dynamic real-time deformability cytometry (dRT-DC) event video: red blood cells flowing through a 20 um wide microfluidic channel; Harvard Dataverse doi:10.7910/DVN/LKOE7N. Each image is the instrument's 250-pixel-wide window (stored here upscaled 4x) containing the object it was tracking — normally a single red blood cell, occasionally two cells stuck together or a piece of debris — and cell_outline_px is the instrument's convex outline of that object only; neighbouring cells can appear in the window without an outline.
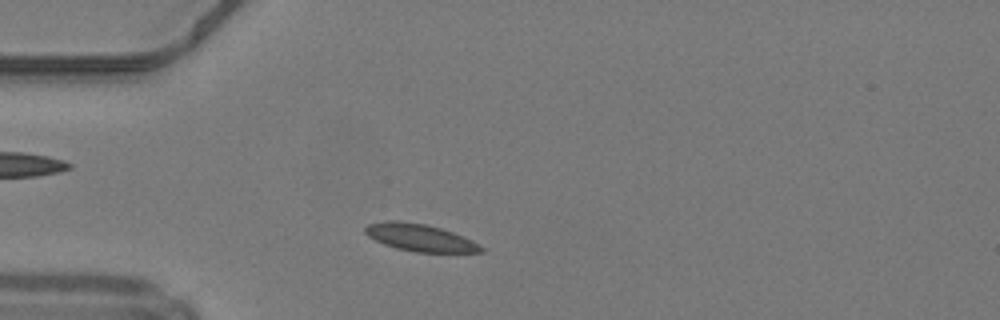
{"species": "common noctule bat (a hibernating species)", "species_latin": "Nyctalus noctula", "temperature_condition": "warm", "stored_images_in_passage": 22, "camera_frame_rate_fps": 3000, "um_per_image_px": 0.085, "animal": {"sex": "male", "body_mass_g": 19.2, "forearm_length_mm": 51.8}, "frame": {"image": 1, "passage_image": 5, "time_ms": 1.333, "image_size_px": [1000, 320], "cell_outline_px": [[484, 252], [416, 252], [396, 248], [384, 244], [368, 236], [364, 232], [364, 228], [368, 224], [384, 220], [400, 220], [424, 224], [440, 228], [452, 232], [472, 240], [480, 244], [484, 248]], "centroid_in_image_um": [35.68, 20.19], "position_along_channel_um": 49.3, "area_um2": 18.38}}
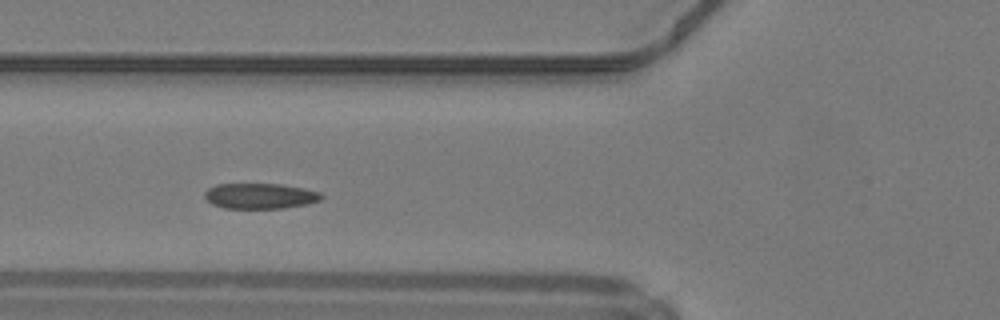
{"frame": {"image": 2, "passage_image": 10, "time_ms": 3.0, "image_size_px": [1000, 320], "cell_outline_px": [[324, 196], [320, 200], [308, 204], [284, 208], [224, 208], [212, 204], [204, 196], [204, 192], [208, 188], [216, 184], [280, 184], [304, 188], [320, 192]], "centroid_in_image_um": [22.11, 16.65], "position_along_channel_um": 103.7, "area_um2": 17.4}}
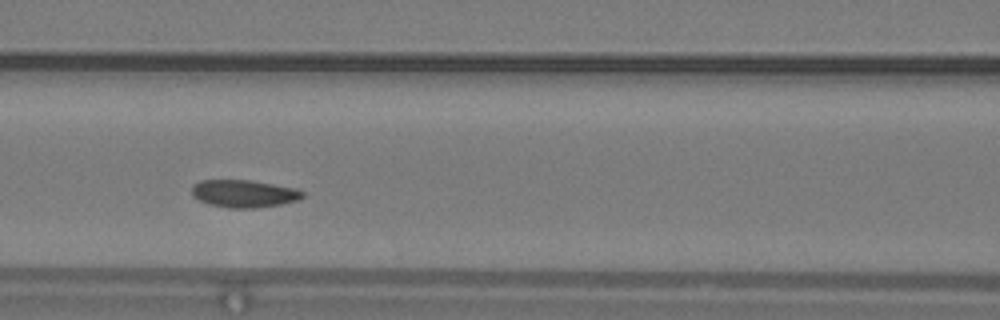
{"frame": {"image": 3, "passage_image": 13, "time_ms": 4.0, "image_size_px": [1000, 320], "cell_outline_px": [[304, 196], [300, 200], [280, 204], [256, 208], [228, 208], [208, 204], [192, 196], [192, 184], [200, 180], [248, 180], [296, 188], [304, 192]], "centroid_in_image_um": [20.73, 16.46], "position_along_channel_um": 145.9, "area_um2": 17.86}}